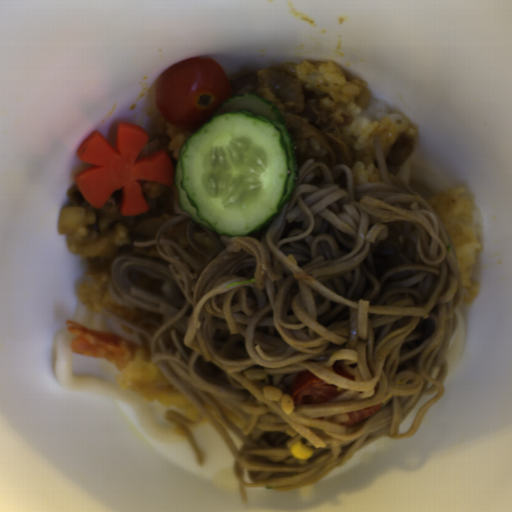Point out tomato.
I'll return each mask as SVG.
<instances>
[{"instance_id": "obj_1", "label": "tomato", "mask_w": 512, "mask_h": 512, "mask_svg": "<svg viewBox=\"0 0 512 512\" xmlns=\"http://www.w3.org/2000/svg\"><path fill=\"white\" fill-rule=\"evenodd\" d=\"M232 98L233 90L226 72L207 57L170 65L157 76L154 85L156 111L179 128L198 131Z\"/></svg>"}, {"instance_id": "obj_2", "label": "tomato", "mask_w": 512, "mask_h": 512, "mask_svg": "<svg viewBox=\"0 0 512 512\" xmlns=\"http://www.w3.org/2000/svg\"><path fill=\"white\" fill-rule=\"evenodd\" d=\"M348 388L329 383L311 372H298L289 390L295 404H320Z\"/></svg>"}, {"instance_id": "obj_3", "label": "tomato", "mask_w": 512, "mask_h": 512, "mask_svg": "<svg viewBox=\"0 0 512 512\" xmlns=\"http://www.w3.org/2000/svg\"><path fill=\"white\" fill-rule=\"evenodd\" d=\"M383 403L377 404L375 406H372L367 409H361V410H355V411H349L348 419L344 422H339V425L344 427H353L363 420L367 419L368 417L374 415L375 413L379 412L382 408Z\"/></svg>"}]
</instances>
